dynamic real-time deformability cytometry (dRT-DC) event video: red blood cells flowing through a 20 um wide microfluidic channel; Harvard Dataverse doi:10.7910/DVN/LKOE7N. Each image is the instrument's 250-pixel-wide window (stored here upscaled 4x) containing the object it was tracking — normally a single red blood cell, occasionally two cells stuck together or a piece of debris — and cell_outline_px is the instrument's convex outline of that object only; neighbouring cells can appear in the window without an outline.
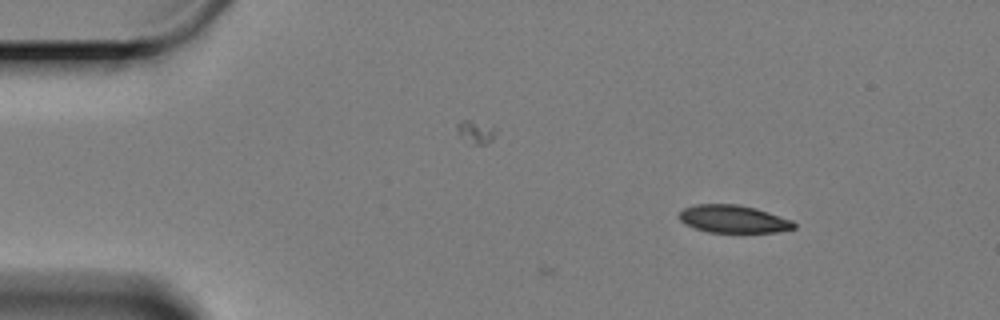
{"species": "Egyptian fruit bat (a non-hibernating species)", "species_latin": "Rousettus aegyptiacus", "temperature_condition": "cold", "stored_images_in_passage": 8, "camera_frame_rate_fps": 3000, "um_per_image_px": 0.085, "animal": {"sex": "female"}, "frame": {"image": 1, "passage_image": 8, "time_ms": 2.333, "image_size_px": [1000, 320], "cell_outline_px": [[796, 228], [776, 232], [708, 232], [684, 224], [680, 220], [680, 212], [684, 208], [696, 204], [740, 204], [756, 208], [792, 220], [796, 224]], "centroid_in_image_um": [62.35, 18.61], "position_along_channel_um": 22.7, "area_um2": 18.5}}